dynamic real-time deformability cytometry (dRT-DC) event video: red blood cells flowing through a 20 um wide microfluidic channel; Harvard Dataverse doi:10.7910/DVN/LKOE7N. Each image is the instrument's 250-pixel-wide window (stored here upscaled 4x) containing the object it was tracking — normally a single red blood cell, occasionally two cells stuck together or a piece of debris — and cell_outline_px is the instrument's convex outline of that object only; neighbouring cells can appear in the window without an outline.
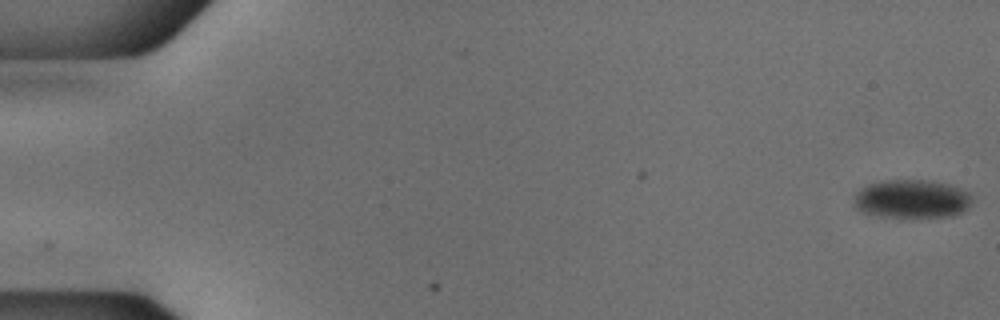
{"species": "common noctule bat (a hibernating species)", "species_latin": "Nyctalus noctula", "temperature_condition": "cold", "stored_images_in_passage": 54, "camera_frame_rate_fps": 3000, "um_per_image_px": 0.085, "animal": {"sex": "male", "body_mass_g": 18.8}, "frame": {"image": 1, "passage_image": 1, "time_ms": 0.0, "image_size_px": [1000, 320], "cell_outline_px": [[972, 204], [964, 212], [952, 216], [876, 216], [860, 212], [852, 208], [852, 196], [860, 188], [868, 184], [880, 180], [928, 180], [948, 184], [960, 188], [968, 192], [972, 196]], "centroid_in_image_um": [77.44, 16.9], "position_along_channel_um": 7.6, "area_um2": 26.99}}
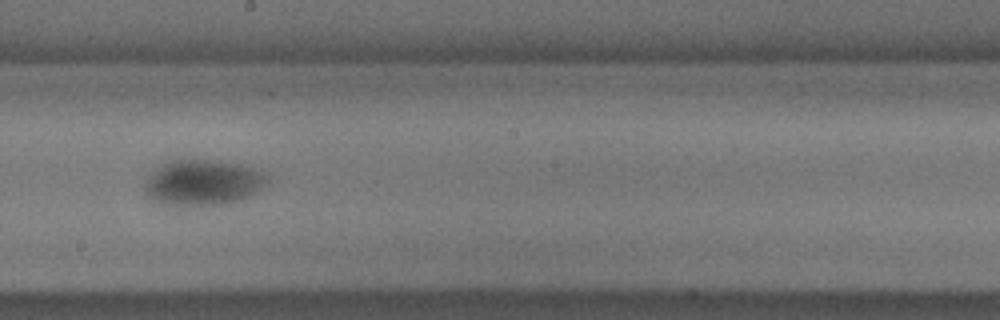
{"frame": {"image": 2, "passage_image": 31, "time_ms": 10.0, "image_size_px": [1000, 320], "cell_outline_px": [[272, 176], [268, 184], [248, 196], [240, 200], [224, 204], [168, 204], [152, 200], [144, 192], [144, 188], [152, 172], [156, 168], [172, 160], [220, 160], [244, 164], [260, 168], [268, 172]], "centroid_in_image_um": [17.38, 15.48], "position_along_channel_um": 230.8, "area_um2": 32.77}}
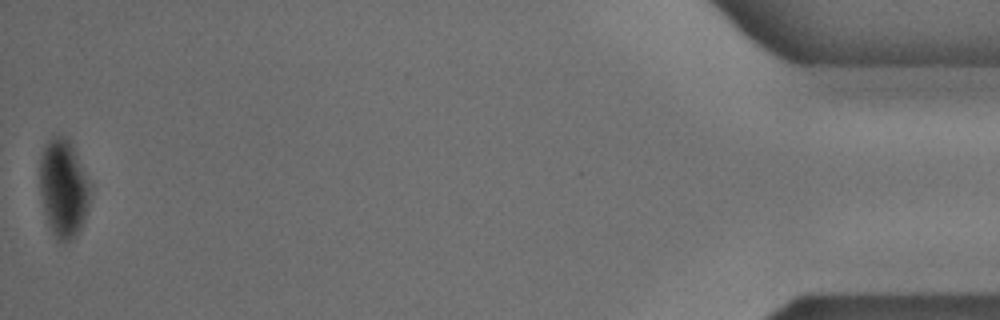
{"frame": {"image": 3, "passage_image": 54, "time_ms": 17.667, "image_size_px": [1000, 320], "cell_outline_px": [[92, 184], [88, 212], [80, 228], [64, 244], [56, 240], [48, 224], [44, 212], [40, 192], [40, 156], [44, 144], [52, 136], [68, 136]], "centroid_in_image_um": [5.41, 15.97], "position_along_channel_um": 429.8, "area_um2": 29.36}}